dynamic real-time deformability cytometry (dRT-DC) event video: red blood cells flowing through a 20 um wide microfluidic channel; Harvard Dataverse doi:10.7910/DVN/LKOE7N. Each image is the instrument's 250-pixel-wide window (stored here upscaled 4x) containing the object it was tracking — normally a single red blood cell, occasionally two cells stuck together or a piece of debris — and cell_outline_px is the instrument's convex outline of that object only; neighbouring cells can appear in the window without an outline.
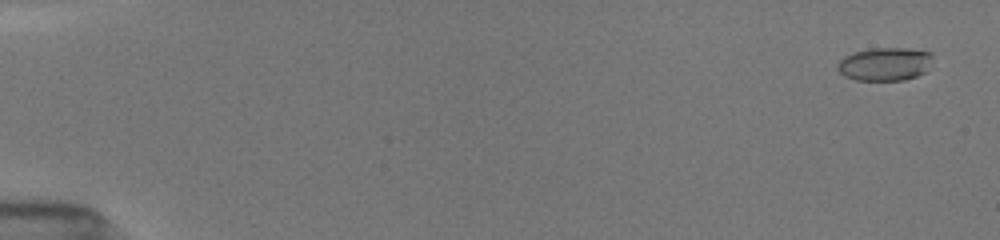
{"species": "common noctule bat (a hibernating species)", "species_latin": "Nyctalus noctula", "temperature_condition": "room temperature", "stored_images_in_passage": 54, "camera_frame_rate_fps": 3000, "um_per_image_px": 0.085, "animal": {"sex": "female", "body_mass_g": 19.5, "forearm_length_mm": 54.1}, "frame": {"image": 1, "passage_image": 3, "time_ms": 0.667, "image_size_px": [1000, 240], "cell_outline_px": [[932, 56], [924, 72], [916, 76], [904, 80], [856, 80], [844, 76], [836, 68], [836, 64], [844, 56], [856, 52], [872, 48], [908, 48], [932, 52]], "centroid_in_image_um": [75.18, 5.44], "position_along_channel_um": 9.8, "area_um2": 18.32}}
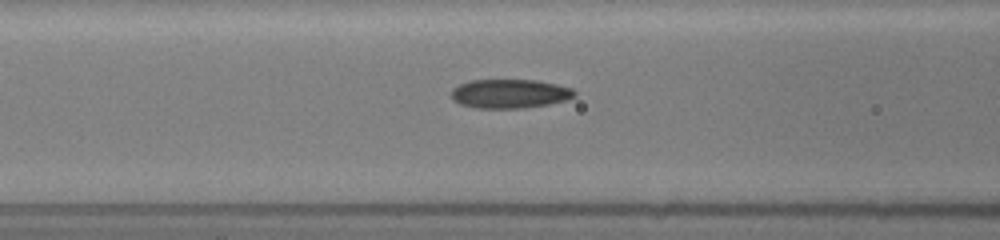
{"frame": {"image": 2, "passage_image": 24, "time_ms": 7.667, "image_size_px": [1000, 240], "cell_outline_px": [[576, 96], [564, 100], [548, 104], [524, 108], [476, 108], [460, 104], [452, 100], [452, 88], [468, 80], [536, 80], [556, 84], [572, 88], [576, 92]], "centroid_in_image_um": [43.31, 7.96], "position_along_channel_um": 123.3, "area_um2": 20.87}}
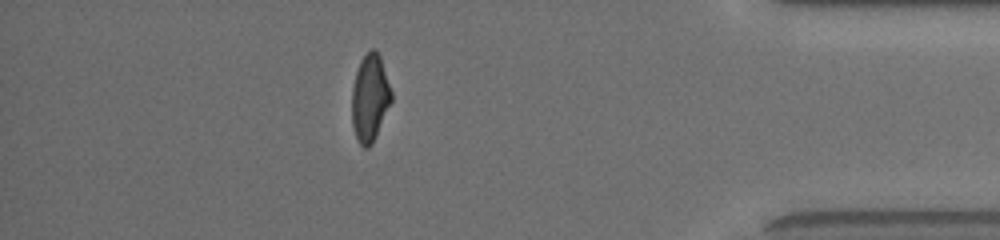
{"frame": {"image": 3, "passage_image": 48, "time_ms": 15.667, "image_size_px": [1000, 240], "cell_outline_px": [[392, 100], [372, 144], [368, 148], [364, 148], [360, 144], [356, 136], [352, 124], [352, 88], [356, 72], [360, 60], [372, 48], [376, 48], [380, 56], [392, 92]], "centroid_in_image_um": [31.44, 8.31], "position_along_channel_um": 403.8, "area_um2": 19.94}, "authors_computed_cell_mechanics": {"area_um2": 20.1433, "velocity_mm_per_s": 3.9382, "shape_relaxation_time_tau1_ms": 4.3328, "shape_relaxation_time_tau2_ms": 1.7336, "deformation_change_tau1": 0.1701, "deformation_change_tau2": 0.0841}}